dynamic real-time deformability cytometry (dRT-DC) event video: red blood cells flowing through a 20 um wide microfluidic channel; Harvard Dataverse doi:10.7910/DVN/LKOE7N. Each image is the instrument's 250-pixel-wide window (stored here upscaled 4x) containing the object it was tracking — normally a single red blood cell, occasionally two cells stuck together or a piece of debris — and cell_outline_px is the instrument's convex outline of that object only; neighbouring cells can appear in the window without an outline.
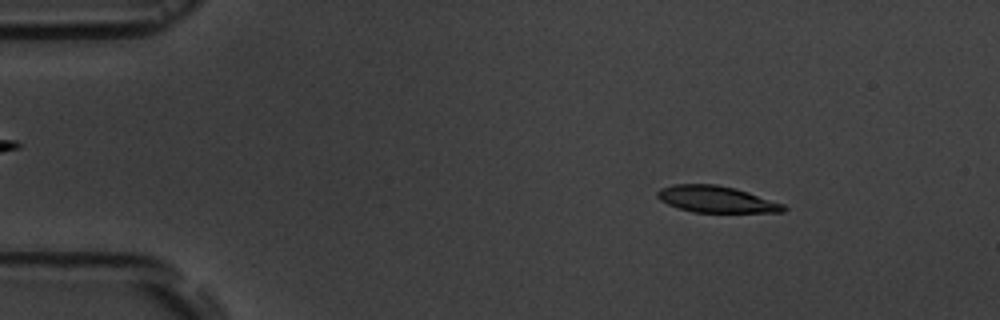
{"species": "common noctule bat (a hibernating species)", "species_latin": "Nyctalus noctula", "temperature_condition": "room temperature", "stored_images_in_passage": 16, "camera_frame_rate_fps": 3000, "um_per_image_px": 0.085, "animal": {"sex": "male", "body_mass_g": 19.5, "forearm_length_mm": 54.6}, "frame": {"image": 1, "passage_image": 2, "time_ms": 1.0, "image_size_px": [1000, 320], "cell_outline_px": [[788, 208], [784, 212], [692, 212], [668, 204], [660, 200], [656, 196], [656, 192], [660, 188], [676, 184], [716, 184], [736, 188], [784, 204]], "centroid_in_image_um": [60.88, 16.93], "position_along_channel_um": 24.1, "area_um2": 19.48}}
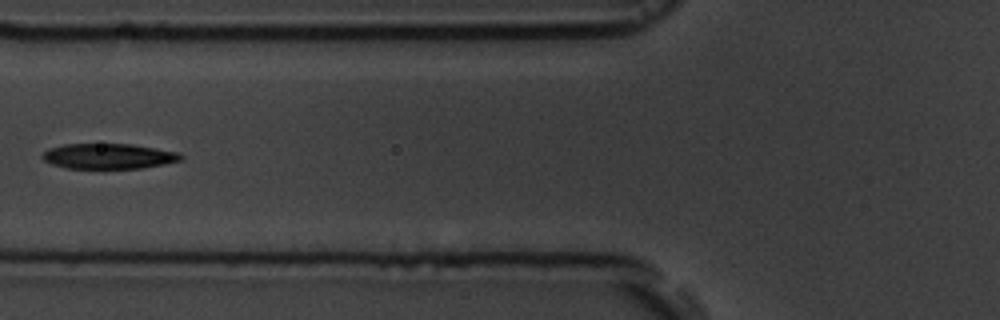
{"frame": {"image": 2, "passage_image": 6, "time_ms": 5.667, "image_size_px": [1000, 320], "cell_outline_px": [[184, 160], [164, 164], [140, 168], [68, 168], [52, 164], [44, 160], [40, 156], [48, 148], [64, 144], [132, 144], [180, 152], [184, 156]], "centroid_in_image_um": [9.26, 13.27], "position_along_channel_um": 116.5, "area_um2": 20.52}}
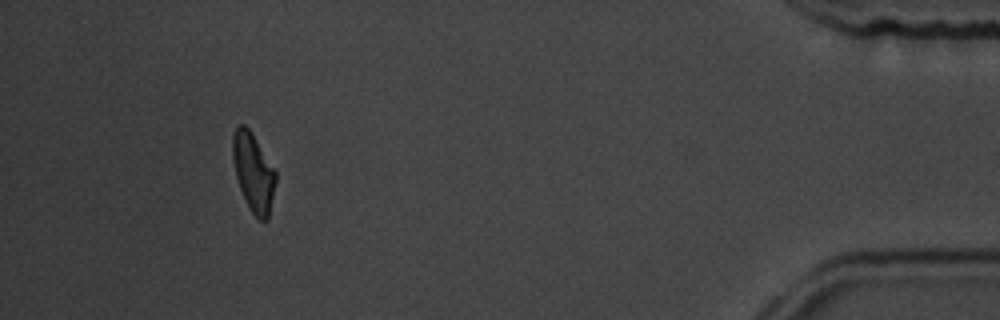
{"frame": {"image": 3, "passage_image": 15, "time_ms": 15.667, "image_size_px": [1000, 320], "cell_outline_px": [[276, 180], [268, 220], [260, 220], [252, 212], [240, 188], [236, 176], [232, 160], [232, 136], [236, 124], [244, 124], [248, 128], [276, 172]], "centroid_in_image_um": [21.51, 14.62], "position_along_channel_um": 413.7, "area_um2": 19.31}, "authors_computed_cell_mechanics": {"area_um2": 20.8658, "velocity_mm_per_s": 3.6184, "shape_relaxation_time_tau1_ms": 2.5903, "shape_relaxation_time_tau2_ms": 4.2271, "deformation_change_tau1": 0.1338, "deformation_change_tau2": 0.1272}}